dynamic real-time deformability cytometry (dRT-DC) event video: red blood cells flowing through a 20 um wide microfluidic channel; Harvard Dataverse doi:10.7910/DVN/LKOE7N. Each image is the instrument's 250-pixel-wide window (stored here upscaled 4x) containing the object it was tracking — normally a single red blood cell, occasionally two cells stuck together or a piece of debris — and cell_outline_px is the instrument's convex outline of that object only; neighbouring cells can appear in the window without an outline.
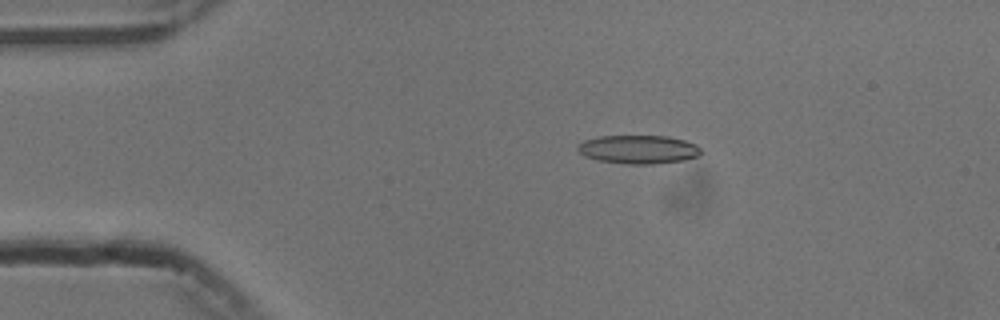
{"species": "common noctule bat (a hibernating species)", "species_latin": "Nyctalus noctula", "temperature_condition": "cold", "stored_images_in_passage": 45, "camera_frame_rate_fps": 3000, "um_per_image_px": 0.085, "animal": {"sex": "male", "body_mass_g": 13.3}, "frame": {"image": 1, "passage_image": 1, "time_ms": 0.0, "image_size_px": [1000, 320], "cell_outline_px": [[700, 156], [684, 160], [648, 164], [628, 164], [596, 160], [584, 156], [576, 148], [584, 140], [600, 136], [668, 136], [684, 140], [696, 144], [700, 148]], "centroid_in_image_um": [54.27, 12.7], "position_along_channel_um": 30.7, "area_um2": 20.46}}
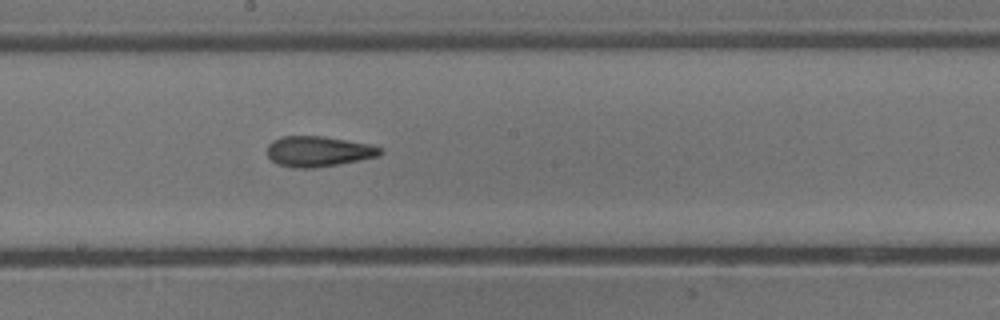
{"frame": {"image": 2, "passage_image": 20, "time_ms": 6.333, "image_size_px": [1000, 320], "cell_outline_px": [[384, 152], [380, 156], [360, 160], [312, 168], [292, 168], [280, 164], [272, 160], [268, 156], [268, 144], [272, 140], [280, 136], [320, 136], [372, 144], [380, 148]], "centroid_in_image_um": [27.07, 12.86], "position_along_channel_um": 221.1, "area_um2": 20.0}}
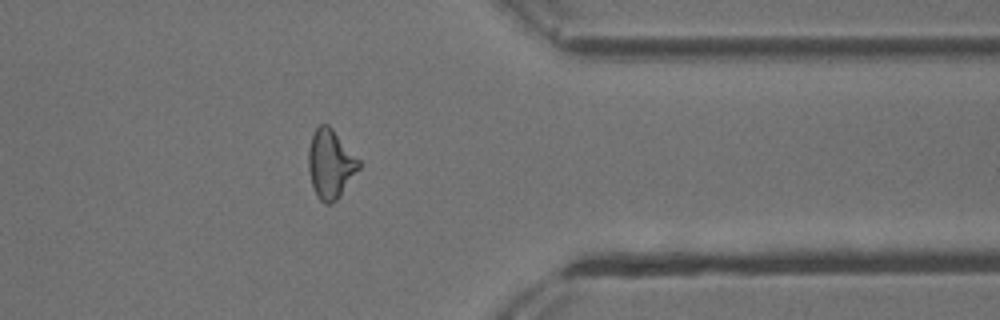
{"frame": {"image": 3, "passage_image": 34, "time_ms": 11.0, "image_size_px": [1000, 320], "cell_outline_px": [[360, 168], [340, 196], [336, 200], [328, 204], [324, 204], [320, 200], [312, 184], [308, 168], [308, 152], [312, 136], [316, 128], [320, 124], [328, 124], [332, 128], [360, 160]], "centroid_in_image_um": [28.1, 13.93], "position_along_channel_um": 383.3, "area_um2": 20.06}, "authors_computed_cell_mechanics": {"area_um2": 19.941, "velocity_mm_per_s": 3.7633, "shape_relaxation_time_tau1_ms": null, "shape_relaxation_time_tau2_ms": 2.9346, "deformation_change_tau1": null, "deformation_change_tau2": 0.1221}}